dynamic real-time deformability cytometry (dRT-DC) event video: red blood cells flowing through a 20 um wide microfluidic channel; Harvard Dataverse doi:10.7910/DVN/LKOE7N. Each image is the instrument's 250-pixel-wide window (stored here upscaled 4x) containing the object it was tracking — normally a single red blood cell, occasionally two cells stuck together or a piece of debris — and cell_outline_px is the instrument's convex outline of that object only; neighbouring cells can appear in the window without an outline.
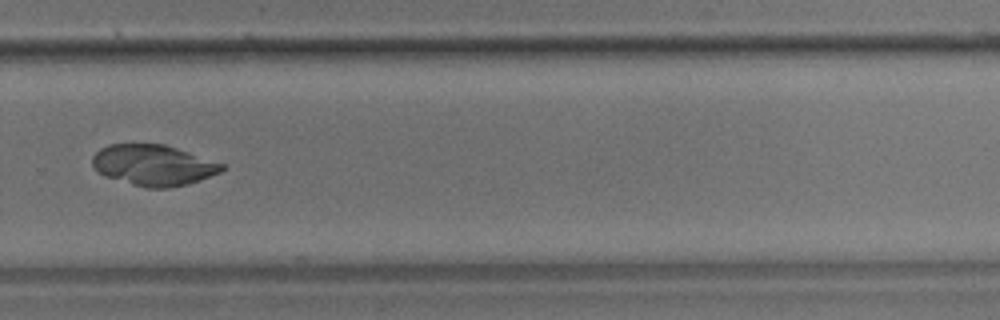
{"species": "common noctule bat (a hibernating species)", "species_latin": "Nyctalus noctula", "temperature_condition": "room temperature", "stored_images_in_passage": 37, "camera_frame_rate_fps": 3000, "um_per_image_px": 0.085, "animal": {"sex": "male", "body_mass_g": 17.9}, "frame": {"image": 1, "passage_image": 31, "time_ms": 10.0, "image_size_px": [1000, 320], "cell_outline_px": [[228, 168], [220, 172], [200, 180], [188, 184], [168, 188], [144, 188], [104, 176], [92, 164], [92, 156], [100, 148], [108, 144], [164, 144], [224, 164]], "centroid_in_image_um": [13.04, 14.04], "position_along_channel_um": 316.8, "area_um2": 30.81}}
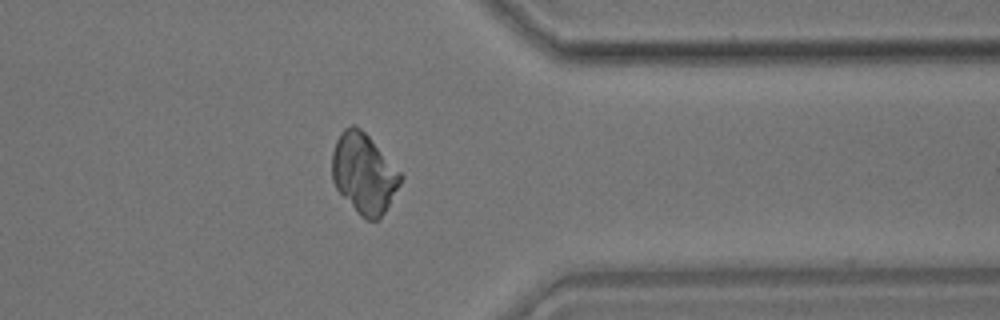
{"frame": {"image": 2, "passage_image": 36, "time_ms": 11.667, "image_size_px": [1000, 320], "cell_outline_px": [[404, 176], [400, 184], [380, 220], [368, 220], [360, 216], [356, 212], [336, 188], [332, 180], [332, 152], [336, 140], [340, 132], [344, 128], [352, 124], [360, 128], [368, 136]], "centroid_in_image_um": [30.91, 14.75], "position_along_channel_um": 380.5, "area_um2": 31.79}}